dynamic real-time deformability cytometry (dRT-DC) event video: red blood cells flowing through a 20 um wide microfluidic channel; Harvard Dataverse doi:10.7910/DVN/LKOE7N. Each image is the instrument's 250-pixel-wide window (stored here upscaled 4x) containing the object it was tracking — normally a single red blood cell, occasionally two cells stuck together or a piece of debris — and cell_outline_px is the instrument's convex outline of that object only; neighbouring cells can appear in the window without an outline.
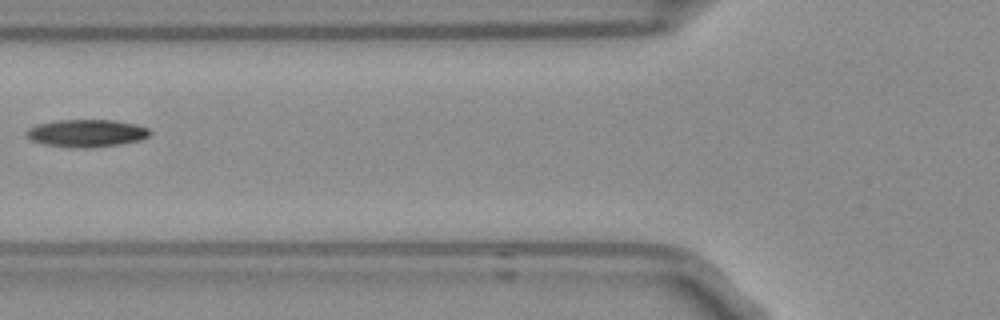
{"species": "Egyptian fruit bat (a non-hibernating species)", "species_latin": "Rousettus aegyptiacus", "temperature_condition": "room temperature", "stored_images_in_passage": 5, "camera_frame_rate_fps": 3000, "um_per_image_px": 0.085, "frame": {"image": 1, "passage_image": 4, "time_ms": 1.0, "image_size_px": [1000, 320], "cell_outline_px": [[152, 132], [148, 136], [140, 140], [92, 148], [72, 148], [44, 144], [32, 140], [24, 136], [24, 132], [28, 128], [36, 124], [56, 120], [112, 120], [136, 124], [148, 128]], "centroid_in_image_um": [7.3, 11.32], "position_along_channel_um": 118.5, "area_um2": 19.94}}